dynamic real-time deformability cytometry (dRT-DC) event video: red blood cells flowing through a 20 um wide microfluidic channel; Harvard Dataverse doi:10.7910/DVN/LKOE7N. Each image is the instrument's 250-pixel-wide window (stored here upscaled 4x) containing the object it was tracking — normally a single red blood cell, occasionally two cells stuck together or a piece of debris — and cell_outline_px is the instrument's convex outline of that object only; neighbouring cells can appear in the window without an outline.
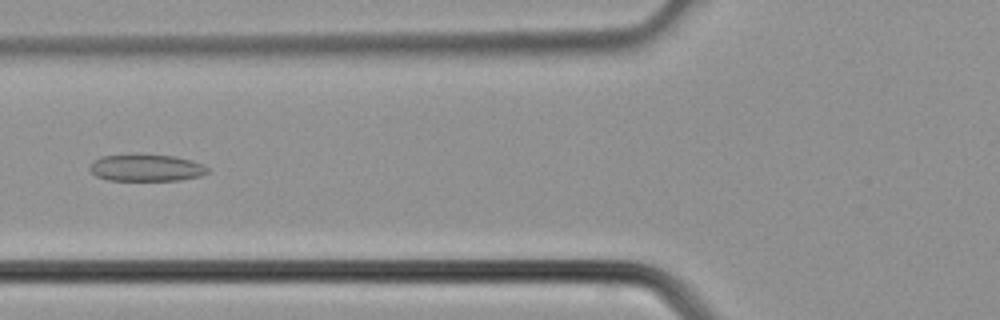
{"species": "common noctule bat (a hibernating species)", "species_latin": "Nyctalus noctula", "temperature_condition": "cold", "stored_images_in_passage": 35, "camera_frame_rate_fps": 3000, "um_per_image_px": 0.085, "animal": {"sex": "male", "body_mass_g": 21.5, "forearm_length_mm": 52.0}, "frame": {"image": 1, "passage_image": 12, "time_ms": 3.667, "image_size_px": [1000, 320], "cell_outline_px": [[208, 172], [200, 176], [180, 180], [108, 180], [96, 176], [88, 168], [92, 160], [100, 156], [136, 152], [176, 156], [192, 160], [204, 164], [208, 168]], "centroid_in_image_um": [12.39, 14.22], "position_along_channel_um": 113.4, "area_um2": 19.25}}
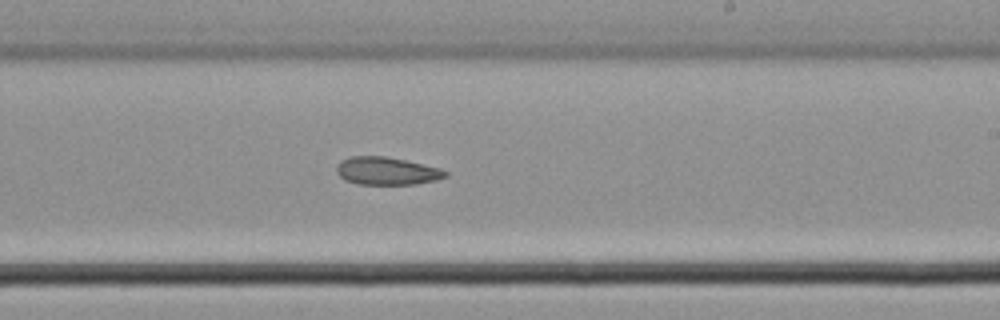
{"frame": {"image": 2, "passage_image": 20, "time_ms": 6.333, "image_size_px": [1000, 320], "cell_outline_px": [[448, 176], [436, 180], [416, 184], [360, 184], [344, 180], [336, 172], [336, 168], [340, 160], [348, 156], [384, 156], [404, 160], [440, 168], [448, 172]], "centroid_in_image_um": [32.85, 14.53], "position_along_channel_um": 256.1, "area_um2": 17.63}}
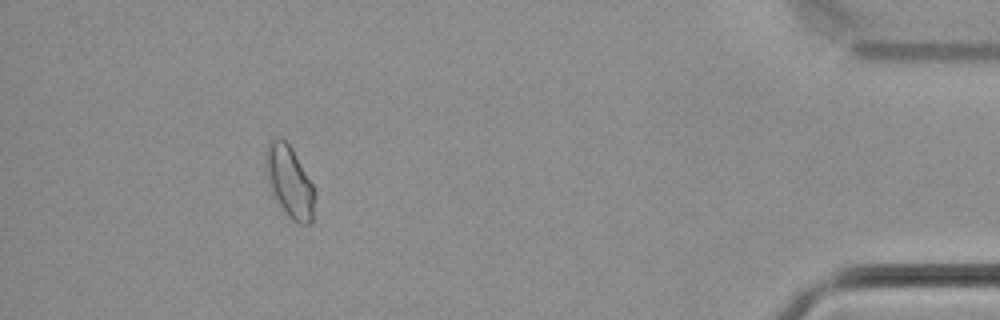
{"frame": {"image": 3, "passage_image": 32, "time_ms": 10.333, "image_size_px": [1000, 320], "cell_outline_px": [[316, 192], [312, 220], [308, 224], [300, 224], [292, 220], [288, 216], [272, 192], [268, 180], [264, 164], [264, 152], [272, 136], [280, 136], [292, 148], [312, 184]], "centroid_in_image_um": [24.59, 15.39], "position_along_channel_um": 410.6, "area_um2": 20.46}}